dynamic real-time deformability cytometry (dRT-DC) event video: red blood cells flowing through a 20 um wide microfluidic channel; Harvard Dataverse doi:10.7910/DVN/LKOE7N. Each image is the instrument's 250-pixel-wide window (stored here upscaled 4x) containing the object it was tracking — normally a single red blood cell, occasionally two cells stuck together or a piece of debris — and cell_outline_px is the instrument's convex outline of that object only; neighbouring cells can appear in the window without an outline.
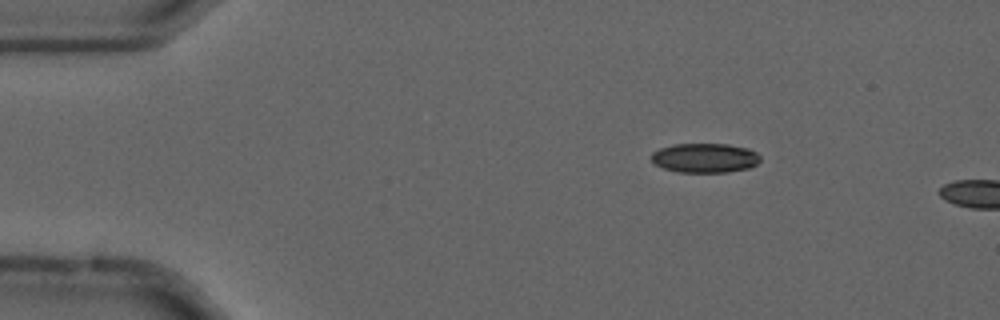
{"species": "common noctule bat (a hibernating species)", "species_latin": "Nyctalus noctula", "temperature_condition": "cold", "stored_images_in_passage": 12, "camera_frame_rate_fps": 3000, "um_per_image_px": 0.085, "animal": {"sex": "male", "forearm_length_mm": 52.5}, "frame": {"image": 1, "passage_image": 9, "time_ms": 2.667, "image_size_px": [1000, 320], "cell_outline_px": [[760, 160], [756, 164], [748, 168], [728, 172], [676, 172], [664, 168], [656, 164], [652, 160], [652, 152], [660, 148], [672, 144], [728, 144], [748, 148], [756, 152], [760, 156]], "centroid_in_image_um": [59.92, 13.42], "position_along_channel_um": 25.1, "area_um2": 18.67}}